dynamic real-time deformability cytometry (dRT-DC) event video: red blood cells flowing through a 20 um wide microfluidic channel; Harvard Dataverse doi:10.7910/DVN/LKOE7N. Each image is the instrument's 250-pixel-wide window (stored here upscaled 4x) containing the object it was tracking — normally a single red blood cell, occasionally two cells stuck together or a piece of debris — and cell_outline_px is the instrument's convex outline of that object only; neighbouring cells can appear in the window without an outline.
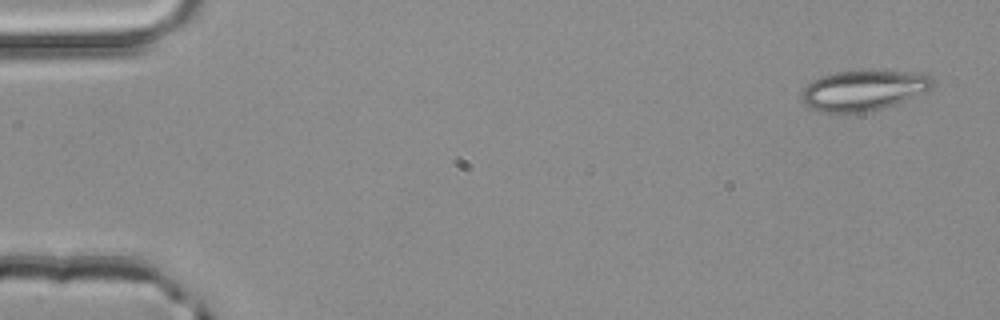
{"species": "common noctule bat (a hibernating species)", "species_latin": "Nyctalus noctula", "temperature_condition": "room temperature", "stored_images_in_passage": 50, "camera_frame_rate_fps": 3000, "um_per_image_px": 0.085, "animal": {"sex": "male", "body_mass_g": 20.4}, "frame": {"image": 1, "passage_image": 1, "time_ms": 0.0, "image_size_px": [1000, 320], "cell_outline_px": [[936, 84], [932, 88], [924, 92], [896, 104], [884, 108], [844, 116], [820, 112], [808, 108], [800, 100], [804, 88], [812, 80], [820, 76], [836, 72], [872, 68], [920, 72], [932, 76]], "centroid_in_image_um": [73.4, 7.67], "position_along_channel_um": 11.6, "area_um2": 32.54}}
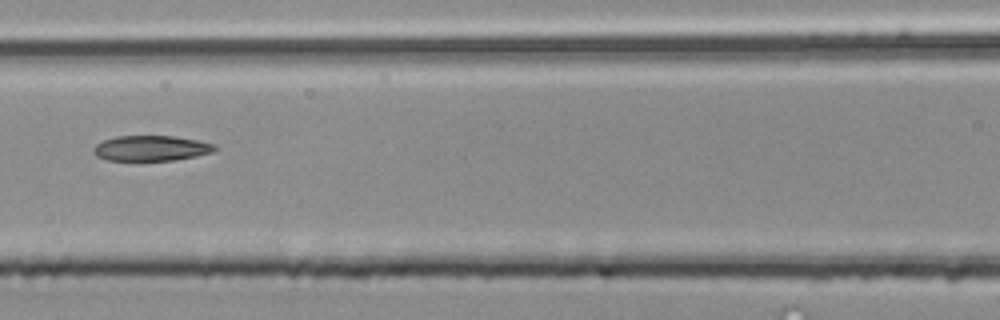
{"frame": {"image": 2, "passage_image": 22, "time_ms": 7.0, "image_size_px": [1000, 320], "cell_outline_px": [[220, 148], [212, 152], [196, 156], [172, 160], [108, 160], [96, 156], [92, 152], [92, 148], [96, 144], [104, 140], [116, 136], [176, 136], [216, 144]], "centroid_in_image_um": [12.86, 12.59], "position_along_channel_um": 153.7, "area_um2": 17.98}}
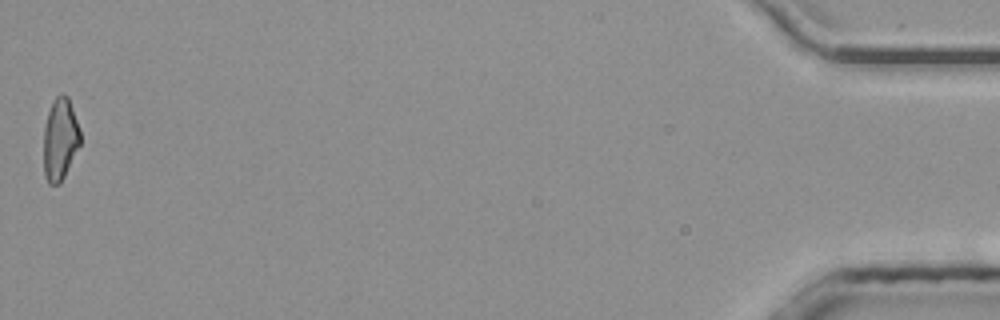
{"frame": {"image": 3, "passage_image": 50, "time_ms": 16.333, "image_size_px": [1000, 320], "cell_outline_px": [[80, 144], [60, 184], [48, 184], [44, 176], [44, 128], [48, 112], [52, 100], [60, 92], [64, 92], [68, 96], [80, 132]], "centroid_in_image_um": [5.09, 11.81], "position_along_channel_um": 430.1, "area_um2": 17.51}, "authors_computed_cell_mechanics": {"area_um2": 18.6694, "velocity_mm_per_s": 4.0634, "shape_relaxation_time_tau1_ms": null, "shape_relaxation_time_tau2_ms": 5.2301, "deformation_change_tau1": null, "deformation_change_tau2": 0.1546}}